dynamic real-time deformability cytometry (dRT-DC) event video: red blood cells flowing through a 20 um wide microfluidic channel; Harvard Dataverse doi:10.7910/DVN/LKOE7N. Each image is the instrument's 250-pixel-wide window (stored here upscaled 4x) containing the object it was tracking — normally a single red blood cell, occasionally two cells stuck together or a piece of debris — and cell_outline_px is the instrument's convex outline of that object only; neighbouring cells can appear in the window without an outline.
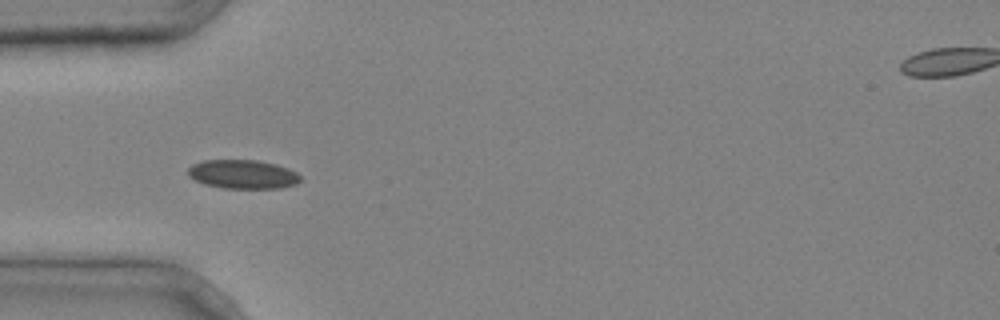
{"species": "common noctule bat (a hibernating species)", "species_latin": "Nyctalus noctula", "temperature_condition": "cold", "stored_images_in_passage": 3, "camera_frame_rate_fps": 3000, "um_per_image_px": 0.085, "animal": {"sex": "male", "body_mass_g": 20.4}, "frame": {"image": 1, "passage_image": 3, "time_ms": 0.667, "image_size_px": [1000, 320], "cell_outline_px": [[300, 180], [296, 184], [280, 188], [224, 188], [204, 184], [188, 176], [188, 168], [192, 164], [204, 160], [256, 160], [276, 164], [288, 168], [296, 172], [300, 176]], "centroid_in_image_um": [20.63, 14.81], "position_along_channel_um": 64.4, "area_um2": 18.9}}